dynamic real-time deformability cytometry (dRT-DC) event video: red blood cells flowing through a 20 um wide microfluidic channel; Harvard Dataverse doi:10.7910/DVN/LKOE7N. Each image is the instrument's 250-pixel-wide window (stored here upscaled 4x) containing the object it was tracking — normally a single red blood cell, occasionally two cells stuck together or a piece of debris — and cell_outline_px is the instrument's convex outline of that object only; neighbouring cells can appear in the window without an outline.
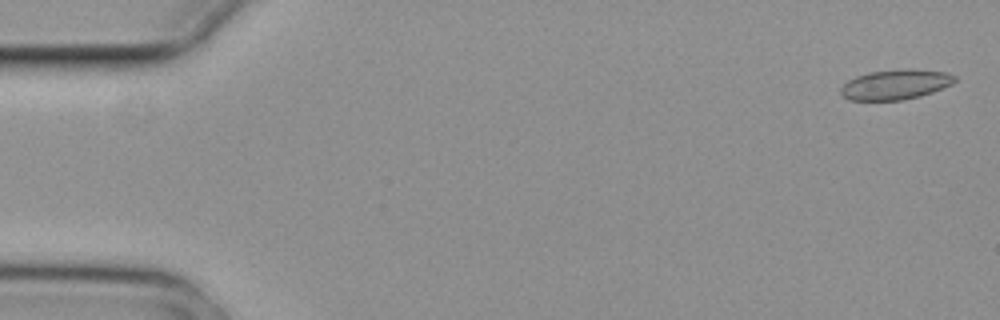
{"species": "common noctule bat (a hibernating species)", "species_latin": "Nyctalus noctula", "temperature_condition": "cold", "stored_images_in_passage": 5, "camera_frame_rate_fps": 3000, "um_per_image_px": 0.085, "animal": {"sex": "female", "body_mass_g": 29.2, "forearm_length_mm": 56.3}, "frame": {"image": 1, "passage_image": 1, "time_ms": 0.0, "image_size_px": [1000, 320], "cell_outline_px": [[956, 80], [952, 84], [932, 92], [920, 96], [904, 100], [848, 100], [840, 92], [840, 88], [848, 80], [856, 76], [868, 72], [904, 68], [912, 68], [948, 72], [956, 76]], "centroid_in_image_um": [76.13, 7.17], "position_along_channel_um": 8.9, "area_um2": 20.17}}
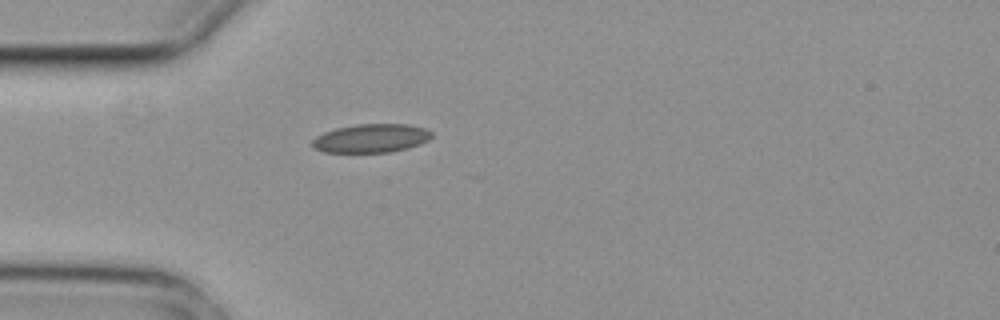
{"frame": {"image": 2, "passage_image": 5, "time_ms": 1.333, "image_size_px": [1000, 320], "cell_outline_px": [[432, 136], [428, 140], [420, 144], [408, 148], [392, 152], [324, 152], [312, 148], [312, 140], [316, 136], [324, 132], [336, 128], [356, 124], [408, 124], [424, 128], [432, 132]], "centroid_in_image_um": [31.54, 11.75], "position_along_channel_um": 53.5, "area_um2": 20.0}}